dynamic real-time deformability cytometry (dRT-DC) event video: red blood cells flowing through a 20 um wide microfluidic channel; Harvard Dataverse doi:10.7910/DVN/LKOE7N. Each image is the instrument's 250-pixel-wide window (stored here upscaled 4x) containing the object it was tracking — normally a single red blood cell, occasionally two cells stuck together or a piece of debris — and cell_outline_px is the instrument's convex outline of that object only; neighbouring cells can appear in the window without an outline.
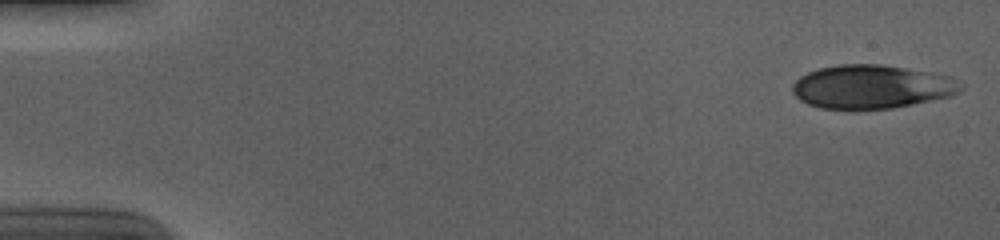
{"species": "human", "species_latin": "Homo sapiens", "temperature_condition": "cold", "stored_images_in_passage": 54, "camera_frame_rate_fps": 3000, "um_per_image_px": 0.085, "donor": {"sex": "male"}, "frame": {"image": 1, "passage_image": 1, "time_ms": 0.0, "image_size_px": [1000, 240], "cell_outline_px": [[964, 88], [960, 92], [952, 96], [892, 108], [820, 108], [808, 104], [800, 100], [792, 92], [792, 84], [800, 76], [808, 72], [820, 68], [840, 64], [880, 64], [952, 76]], "centroid_in_image_um": [74.1, 7.37], "position_along_channel_um": 10.9, "area_um2": 42.54}}
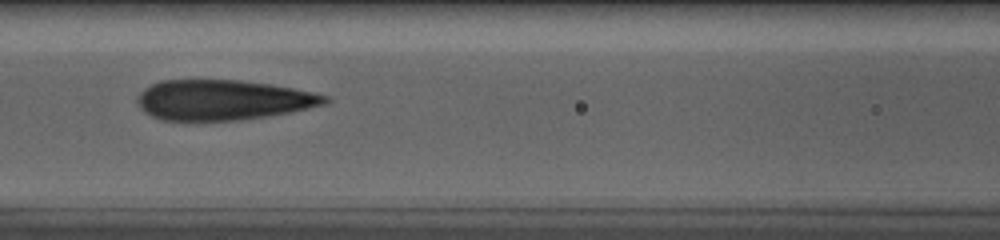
{"frame": {"image": 2, "passage_image": 24, "time_ms": 7.667, "image_size_px": [1000, 240], "cell_outline_px": [[332, 100], [328, 104], [288, 112], [240, 120], [160, 120], [144, 112], [140, 108], [136, 100], [136, 96], [144, 88], [160, 80], [240, 80], [268, 84], [292, 88], [312, 92], [328, 96]], "centroid_in_image_um": [18.92, 8.49], "position_along_channel_um": 147.7, "area_um2": 43.87}}
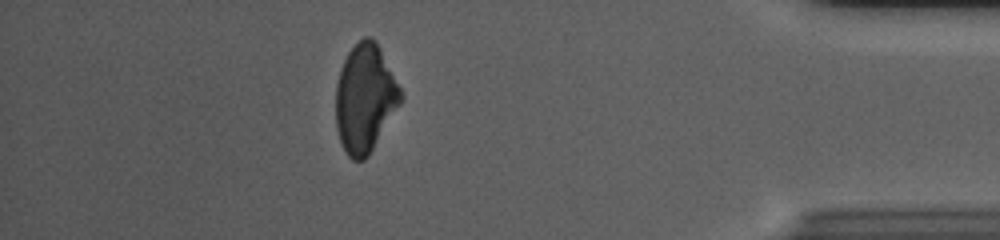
{"frame": {"image": 3, "passage_image": 48, "time_ms": 15.667, "image_size_px": [1000, 240], "cell_outline_px": [[404, 96], [400, 104], [368, 156], [364, 160], [352, 160], [348, 156], [340, 144], [336, 128], [336, 84], [340, 68], [348, 52], [364, 36], [372, 36], [376, 40]], "centroid_in_image_um": [31.01, 8.36], "position_along_channel_um": 404.2, "area_um2": 40.86}, "authors_computed_cell_mechanics": {"area_um2": 44.1592, "velocity_mm_per_s": 3.7141, "shape_relaxation_time_tau1_ms": 5.4162, "shape_relaxation_time_tau2_ms": 1.5351, "deformation_change_tau1": 0.1662, "deformation_change_tau2": 0.0763}}